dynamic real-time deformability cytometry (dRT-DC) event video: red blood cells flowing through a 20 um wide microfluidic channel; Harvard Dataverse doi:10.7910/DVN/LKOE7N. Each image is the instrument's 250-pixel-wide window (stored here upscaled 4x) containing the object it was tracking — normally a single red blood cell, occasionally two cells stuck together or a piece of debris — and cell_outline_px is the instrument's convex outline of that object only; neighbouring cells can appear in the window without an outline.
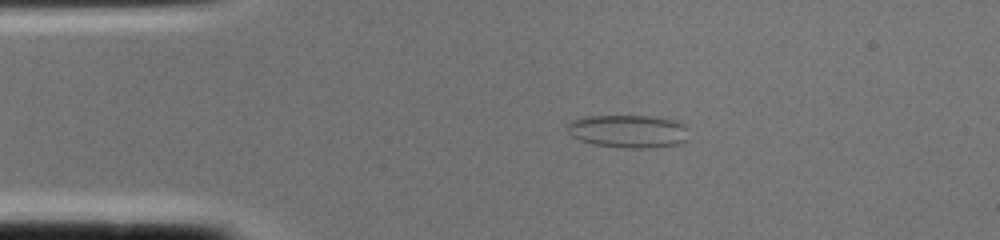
{"species": "common noctule bat (a hibernating species)", "species_latin": "Nyctalus noctula", "temperature_condition": "cold", "stored_images_in_passage": 1, "camera_frame_rate_fps": 3000, "um_per_image_px": 0.085, "animal": {"sex": "female", "body_mass_g": 22.0, "forearm_length_mm": 56.7}, "frame": {"image": 1, "passage_image": 1, "time_ms": 0.0, "image_size_px": [1000, 240], "cell_outline_px": [[688, 140], [684, 144], [648, 148], [624, 148], [596, 144], [580, 140], [572, 136], [564, 128], [572, 120], [588, 116], [648, 116], [672, 120], [684, 124], [688, 128]], "centroid_in_image_um": [53.44, 11.17], "position_along_channel_um": 31.6, "area_um2": 23.52}}